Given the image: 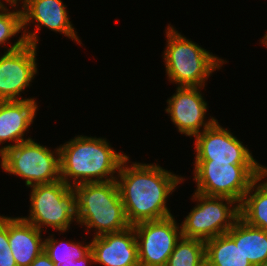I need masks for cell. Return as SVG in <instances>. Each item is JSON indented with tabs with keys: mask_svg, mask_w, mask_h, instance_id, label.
Masks as SVG:
<instances>
[{
	"mask_svg": "<svg viewBox=\"0 0 267 266\" xmlns=\"http://www.w3.org/2000/svg\"><path fill=\"white\" fill-rule=\"evenodd\" d=\"M166 266H205V241L182 236Z\"/></svg>",
	"mask_w": 267,
	"mask_h": 266,
	"instance_id": "obj_22",
	"label": "cell"
},
{
	"mask_svg": "<svg viewBox=\"0 0 267 266\" xmlns=\"http://www.w3.org/2000/svg\"><path fill=\"white\" fill-rule=\"evenodd\" d=\"M29 266H54V263L43 251Z\"/></svg>",
	"mask_w": 267,
	"mask_h": 266,
	"instance_id": "obj_25",
	"label": "cell"
},
{
	"mask_svg": "<svg viewBox=\"0 0 267 266\" xmlns=\"http://www.w3.org/2000/svg\"><path fill=\"white\" fill-rule=\"evenodd\" d=\"M2 3H4V1L7 3H14V4H19L22 0H0Z\"/></svg>",
	"mask_w": 267,
	"mask_h": 266,
	"instance_id": "obj_27",
	"label": "cell"
},
{
	"mask_svg": "<svg viewBox=\"0 0 267 266\" xmlns=\"http://www.w3.org/2000/svg\"><path fill=\"white\" fill-rule=\"evenodd\" d=\"M205 266H253L227 234L205 241Z\"/></svg>",
	"mask_w": 267,
	"mask_h": 266,
	"instance_id": "obj_19",
	"label": "cell"
},
{
	"mask_svg": "<svg viewBox=\"0 0 267 266\" xmlns=\"http://www.w3.org/2000/svg\"><path fill=\"white\" fill-rule=\"evenodd\" d=\"M192 200L197 204L180 224L183 237L206 241L227 233L240 218V204L230 198L194 191Z\"/></svg>",
	"mask_w": 267,
	"mask_h": 266,
	"instance_id": "obj_8",
	"label": "cell"
},
{
	"mask_svg": "<svg viewBox=\"0 0 267 266\" xmlns=\"http://www.w3.org/2000/svg\"><path fill=\"white\" fill-rule=\"evenodd\" d=\"M61 180L74 188L84 183L116 180L128 156L116 152L106 138L77 135L58 146Z\"/></svg>",
	"mask_w": 267,
	"mask_h": 266,
	"instance_id": "obj_2",
	"label": "cell"
},
{
	"mask_svg": "<svg viewBox=\"0 0 267 266\" xmlns=\"http://www.w3.org/2000/svg\"><path fill=\"white\" fill-rule=\"evenodd\" d=\"M140 266H166L176 243L182 237L174 215L145 221L134 226Z\"/></svg>",
	"mask_w": 267,
	"mask_h": 266,
	"instance_id": "obj_9",
	"label": "cell"
},
{
	"mask_svg": "<svg viewBox=\"0 0 267 266\" xmlns=\"http://www.w3.org/2000/svg\"><path fill=\"white\" fill-rule=\"evenodd\" d=\"M19 8L22 11L23 33L28 44L38 47L40 38L37 33L41 28L47 27L82 45L62 0H22ZM31 23L35 24V28L30 31Z\"/></svg>",
	"mask_w": 267,
	"mask_h": 266,
	"instance_id": "obj_10",
	"label": "cell"
},
{
	"mask_svg": "<svg viewBox=\"0 0 267 266\" xmlns=\"http://www.w3.org/2000/svg\"><path fill=\"white\" fill-rule=\"evenodd\" d=\"M127 156L121 163L116 182L131 226L171 216L167 200L184 183V176L175 175L157 163L130 162ZM131 163V164H129Z\"/></svg>",
	"mask_w": 267,
	"mask_h": 266,
	"instance_id": "obj_1",
	"label": "cell"
},
{
	"mask_svg": "<svg viewBox=\"0 0 267 266\" xmlns=\"http://www.w3.org/2000/svg\"><path fill=\"white\" fill-rule=\"evenodd\" d=\"M166 48L163 58L166 77L177 87H205L214 71L227 61L187 39L168 24L165 29Z\"/></svg>",
	"mask_w": 267,
	"mask_h": 266,
	"instance_id": "obj_3",
	"label": "cell"
},
{
	"mask_svg": "<svg viewBox=\"0 0 267 266\" xmlns=\"http://www.w3.org/2000/svg\"><path fill=\"white\" fill-rule=\"evenodd\" d=\"M37 46L23 47L0 55V101L27 100L23 93L38 74Z\"/></svg>",
	"mask_w": 267,
	"mask_h": 266,
	"instance_id": "obj_11",
	"label": "cell"
},
{
	"mask_svg": "<svg viewBox=\"0 0 267 266\" xmlns=\"http://www.w3.org/2000/svg\"><path fill=\"white\" fill-rule=\"evenodd\" d=\"M203 88L176 87V92L166 100L165 112L178 132L186 137H195L217 120L212 116L206 118L208 104L201 93Z\"/></svg>",
	"mask_w": 267,
	"mask_h": 266,
	"instance_id": "obj_13",
	"label": "cell"
},
{
	"mask_svg": "<svg viewBox=\"0 0 267 266\" xmlns=\"http://www.w3.org/2000/svg\"><path fill=\"white\" fill-rule=\"evenodd\" d=\"M42 231L22 217L8 216L9 248L17 266H29L44 251Z\"/></svg>",
	"mask_w": 267,
	"mask_h": 266,
	"instance_id": "obj_16",
	"label": "cell"
},
{
	"mask_svg": "<svg viewBox=\"0 0 267 266\" xmlns=\"http://www.w3.org/2000/svg\"><path fill=\"white\" fill-rule=\"evenodd\" d=\"M194 160H213L229 164H260L252 152L218 120L194 137Z\"/></svg>",
	"mask_w": 267,
	"mask_h": 266,
	"instance_id": "obj_12",
	"label": "cell"
},
{
	"mask_svg": "<svg viewBox=\"0 0 267 266\" xmlns=\"http://www.w3.org/2000/svg\"><path fill=\"white\" fill-rule=\"evenodd\" d=\"M90 264H94V256L92 251H90L85 257L79 260H69L67 263H63L61 265L54 264V266H91Z\"/></svg>",
	"mask_w": 267,
	"mask_h": 266,
	"instance_id": "obj_24",
	"label": "cell"
},
{
	"mask_svg": "<svg viewBox=\"0 0 267 266\" xmlns=\"http://www.w3.org/2000/svg\"><path fill=\"white\" fill-rule=\"evenodd\" d=\"M77 224L95 236L126 230L129 224L116 180L84 183L73 188Z\"/></svg>",
	"mask_w": 267,
	"mask_h": 266,
	"instance_id": "obj_4",
	"label": "cell"
},
{
	"mask_svg": "<svg viewBox=\"0 0 267 266\" xmlns=\"http://www.w3.org/2000/svg\"><path fill=\"white\" fill-rule=\"evenodd\" d=\"M0 266H17L9 248L8 216L0 215Z\"/></svg>",
	"mask_w": 267,
	"mask_h": 266,
	"instance_id": "obj_23",
	"label": "cell"
},
{
	"mask_svg": "<svg viewBox=\"0 0 267 266\" xmlns=\"http://www.w3.org/2000/svg\"><path fill=\"white\" fill-rule=\"evenodd\" d=\"M91 251L96 265L140 266L138 244L133 226L120 232L93 237Z\"/></svg>",
	"mask_w": 267,
	"mask_h": 266,
	"instance_id": "obj_14",
	"label": "cell"
},
{
	"mask_svg": "<svg viewBox=\"0 0 267 266\" xmlns=\"http://www.w3.org/2000/svg\"><path fill=\"white\" fill-rule=\"evenodd\" d=\"M227 234L239 245L253 266L267 263V231L250 226L239 218Z\"/></svg>",
	"mask_w": 267,
	"mask_h": 266,
	"instance_id": "obj_17",
	"label": "cell"
},
{
	"mask_svg": "<svg viewBox=\"0 0 267 266\" xmlns=\"http://www.w3.org/2000/svg\"><path fill=\"white\" fill-rule=\"evenodd\" d=\"M38 107L36 99L0 101V145L7 143L0 148V154L31 139V136L27 138L25 135L30 131Z\"/></svg>",
	"mask_w": 267,
	"mask_h": 266,
	"instance_id": "obj_15",
	"label": "cell"
},
{
	"mask_svg": "<svg viewBox=\"0 0 267 266\" xmlns=\"http://www.w3.org/2000/svg\"><path fill=\"white\" fill-rule=\"evenodd\" d=\"M29 215L21 216L25 221L44 231L53 228L60 234L77 223L76 197L73 188L62 180L48 184L30 186Z\"/></svg>",
	"mask_w": 267,
	"mask_h": 266,
	"instance_id": "obj_6",
	"label": "cell"
},
{
	"mask_svg": "<svg viewBox=\"0 0 267 266\" xmlns=\"http://www.w3.org/2000/svg\"><path fill=\"white\" fill-rule=\"evenodd\" d=\"M7 5H9L8 7L10 10L11 7L13 10L10 11L5 5V2L0 3V48L3 47L4 52L19 49L27 44L23 33L22 11L21 8L17 9L19 4L7 3ZM19 33H21V35L17 41L10 43L11 38L17 36ZM7 44H9V48H7Z\"/></svg>",
	"mask_w": 267,
	"mask_h": 266,
	"instance_id": "obj_20",
	"label": "cell"
},
{
	"mask_svg": "<svg viewBox=\"0 0 267 266\" xmlns=\"http://www.w3.org/2000/svg\"><path fill=\"white\" fill-rule=\"evenodd\" d=\"M0 160L2 170L24 179L28 188L61 180L59 147L52 151L32 138L4 150Z\"/></svg>",
	"mask_w": 267,
	"mask_h": 266,
	"instance_id": "obj_7",
	"label": "cell"
},
{
	"mask_svg": "<svg viewBox=\"0 0 267 266\" xmlns=\"http://www.w3.org/2000/svg\"><path fill=\"white\" fill-rule=\"evenodd\" d=\"M261 44L264 45L267 48V31L264 34V36L262 37V39L260 40Z\"/></svg>",
	"mask_w": 267,
	"mask_h": 266,
	"instance_id": "obj_26",
	"label": "cell"
},
{
	"mask_svg": "<svg viewBox=\"0 0 267 266\" xmlns=\"http://www.w3.org/2000/svg\"><path fill=\"white\" fill-rule=\"evenodd\" d=\"M83 243L55 240V236L50 234L44 240V252L54 264L61 265L69 262L70 259L76 261L85 257L91 251V242Z\"/></svg>",
	"mask_w": 267,
	"mask_h": 266,
	"instance_id": "obj_21",
	"label": "cell"
},
{
	"mask_svg": "<svg viewBox=\"0 0 267 266\" xmlns=\"http://www.w3.org/2000/svg\"><path fill=\"white\" fill-rule=\"evenodd\" d=\"M195 192L227 197L241 204L251 184L265 172L263 164H229L213 160H194Z\"/></svg>",
	"mask_w": 267,
	"mask_h": 266,
	"instance_id": "obj_5",
	"label": "cell"
},
{
	"mask_svg": "<svg viewBox=\"0 0 267 266\" xmlns=\"http://www.w3.org/2000/svg\"><path fill=\"white\" fill-rule=\"evenodd\" d=\"M240 218L250 226L267 231V172L262 173L246 192L240 204Z\"/></svg>",
	"mask_w": 267,
	"mask_h": 266,
	"instance_id": "obj_18",
	"label": "cell"
}]
</instances>
